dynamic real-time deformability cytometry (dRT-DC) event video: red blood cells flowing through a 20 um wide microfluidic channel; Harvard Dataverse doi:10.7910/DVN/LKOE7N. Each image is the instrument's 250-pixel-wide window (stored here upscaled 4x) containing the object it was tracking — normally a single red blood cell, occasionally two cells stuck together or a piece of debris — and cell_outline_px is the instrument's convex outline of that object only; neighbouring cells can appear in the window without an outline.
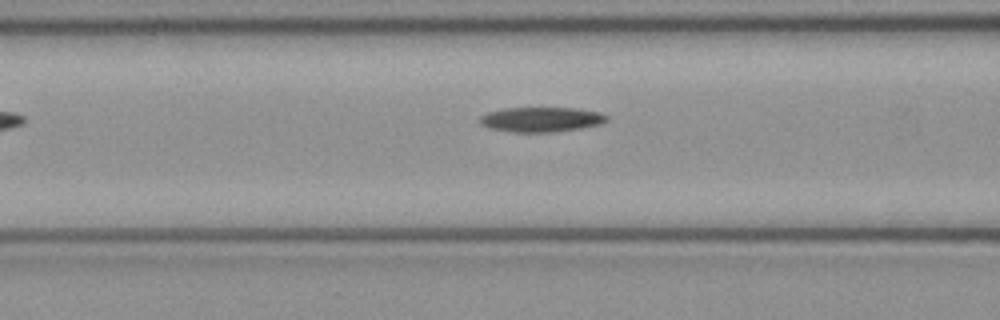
{"species": "common noctule bat (a hibernating species)", "species_latin": "Nyctalus noctula", "temperature_condition": "cold", "stored_images_in_passage": 6, "segment_of_instrument_passage": [2, 2], "camera_frame_rate_fps": 3000, "um_per_image_px": 0.085, "animal": {"sex": "female", "body_mass_g": 21.9}, "frame": {"image": 1, "passage_image": 6, "time_ms": 1.667, "image_size_px": [1000, 320], "cell_outline_px": [[608, 120], [604, 124], [556, 132], [508, 132], [488, 128], [480, 124], [480, 116], [488, 112], [504, 108], [576, 108], [600, 112], [608, 116]], "centroid_in_image_um": [46.02, 10.16], "position_along_channel_um": 120.6, "area_um2": 18.61}}